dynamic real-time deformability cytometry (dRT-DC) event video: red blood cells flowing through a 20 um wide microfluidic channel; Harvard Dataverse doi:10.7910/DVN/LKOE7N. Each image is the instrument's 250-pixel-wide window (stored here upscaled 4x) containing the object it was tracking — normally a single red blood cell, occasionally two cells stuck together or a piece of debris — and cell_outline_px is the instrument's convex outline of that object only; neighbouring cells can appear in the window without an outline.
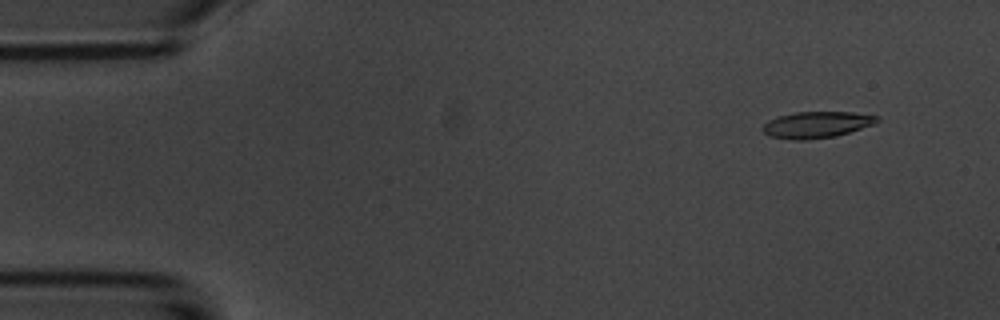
{"species": "common noctule bat (a hibernating species)", "species_latin": "Nyctalus noctula", "temperature_condition": "room temperature", "stored_images_in_passage": 4, "camera_frame_rate_fps": 3000, "um_per_image_px": 0.085, "animal": {"sex": "male", "body_mass_g": 20.1, "forearm_length_mm": 53.5}, "frame": {"image": 1, "passage_image": 2, "time_ms": 1.333, "image_size_px": [1000, 320], "cell_outline_px": [[880, 120], [876, 124], [836, 136], [808, 140], [792, 140], [768, 136], [760, 128], [768, 120], [776, 116], [796, 112], [852, 112], [880, 116]], "centroid_in_image_um": [69.41, 10.6], "position_along_channel_um": 15.6, "area_um2": 17.92}}